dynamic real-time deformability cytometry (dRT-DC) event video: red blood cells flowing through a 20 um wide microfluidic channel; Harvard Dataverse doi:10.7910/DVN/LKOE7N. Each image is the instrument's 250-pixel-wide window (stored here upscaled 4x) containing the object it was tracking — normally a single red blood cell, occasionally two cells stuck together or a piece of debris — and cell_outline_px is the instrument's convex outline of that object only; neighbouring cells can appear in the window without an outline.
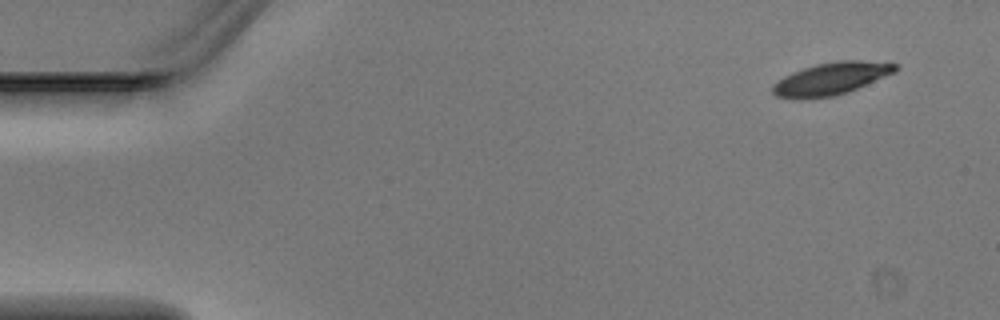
{"species": "Egyptian fruit bat (a non-hibernating species)", "species_latin": "Rousettus aegyptiacus", "temperature_condition": "warm", "stored_images_in_passage": 4, "segment_of_instrument_passage": [2, 2], "camera_frame_rate_fps": 3000, "um_per_image_px": 0.085, "animal": {"sex": "male"}, "frame": {"image": 1, "passage_image": 4, "time_ms": 1.0, "image_size_px": [1000, 320], "cell_outline_px": [[900, 68], [896, 72], [848, 92], [832, 96], [800, 100], [776, 96], [772, 92], [772, 84], [784, 76], [792, 72], [816, 64], [836, 60], [860, 60], [900, 64]], "centroid_in_image_um": [70.65, 6.69], "position_along_channel_um": 14.3, "area_um2": 23.41}}